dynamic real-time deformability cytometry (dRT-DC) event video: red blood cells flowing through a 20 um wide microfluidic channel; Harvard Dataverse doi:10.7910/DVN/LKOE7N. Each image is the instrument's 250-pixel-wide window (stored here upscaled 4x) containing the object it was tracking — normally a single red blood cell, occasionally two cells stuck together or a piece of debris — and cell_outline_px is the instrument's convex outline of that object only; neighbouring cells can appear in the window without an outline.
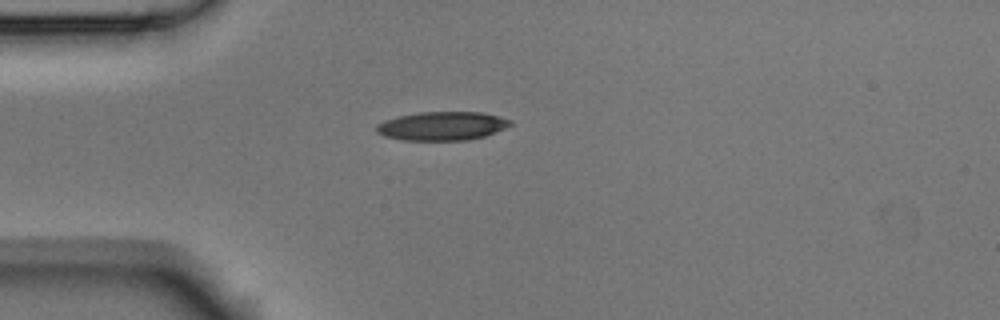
{"species": "Egyptian fruit bat (a non-hibernating species)", "species_latin": "Rousettus aegyptiacus", "temperature_condition": "room temperature", "stored_images_in_passage": 1, "camera_frame_rate_fps": 3000, "um_per_image_px": 0.085, "animal": {"sex": "male"}, "frame": {"image": 1, "passage_image": 1, "time_ms": 0.0, "image_size_px": [1000, 320], "cell_outline_px": [[512, 124], [496, 132], [484, 136], [468, 140], [404, 140], [384, 136], [376, 132], [376, 124], [384, 120], [400, 116], [420, 112], [484, 112], [512, 120]], "centroid_in_image_um": [37.58, 10.71], "position_along_channel_um": 47.4, "area_um2": 22.37}}